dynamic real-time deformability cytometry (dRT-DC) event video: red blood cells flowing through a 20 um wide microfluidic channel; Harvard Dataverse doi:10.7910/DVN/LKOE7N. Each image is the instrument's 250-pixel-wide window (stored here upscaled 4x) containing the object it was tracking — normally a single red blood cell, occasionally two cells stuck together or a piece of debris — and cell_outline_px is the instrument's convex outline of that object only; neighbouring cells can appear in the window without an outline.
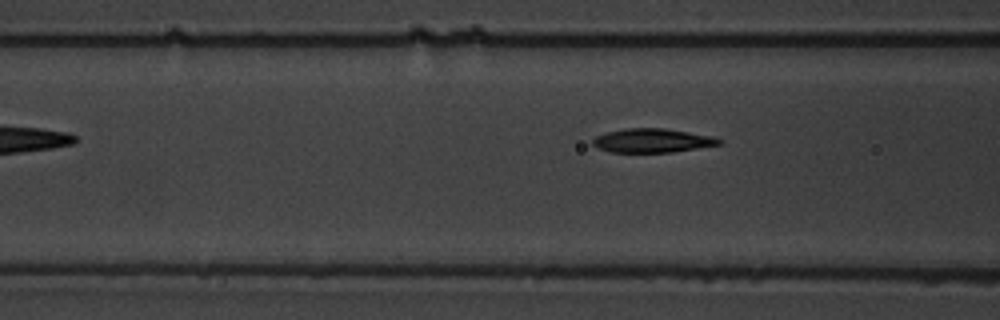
{"species": "common noctule bat (a hibernating species)", "species_latin": "Nyctalus noctula", "temperature_condition": "warm", "stored_images_in_passage": 4, "camera_frame_rate_fps": 3000, "um_per_image_px": 0.085, "animal": {"sex": "male", "body_mass_g": 19.5, "forearm_length_mm": 54.6}, "frame": {"image": 1, "passage_image": 4, "time_ms": 3.667, "image_size_px": [1000, 320], "cell_outline_px": [[724, 144], [672, 152], [612, 152], [596, 148], [592, 144], [592, 140], [596, 136], [604, 132], [624, 128], [664, 128], [712, 136], [724, 140]], "centroid_in_image_um": [55.45, 11.94], "position_along_channel_um": 111.2, "area_um2": 17.8}}